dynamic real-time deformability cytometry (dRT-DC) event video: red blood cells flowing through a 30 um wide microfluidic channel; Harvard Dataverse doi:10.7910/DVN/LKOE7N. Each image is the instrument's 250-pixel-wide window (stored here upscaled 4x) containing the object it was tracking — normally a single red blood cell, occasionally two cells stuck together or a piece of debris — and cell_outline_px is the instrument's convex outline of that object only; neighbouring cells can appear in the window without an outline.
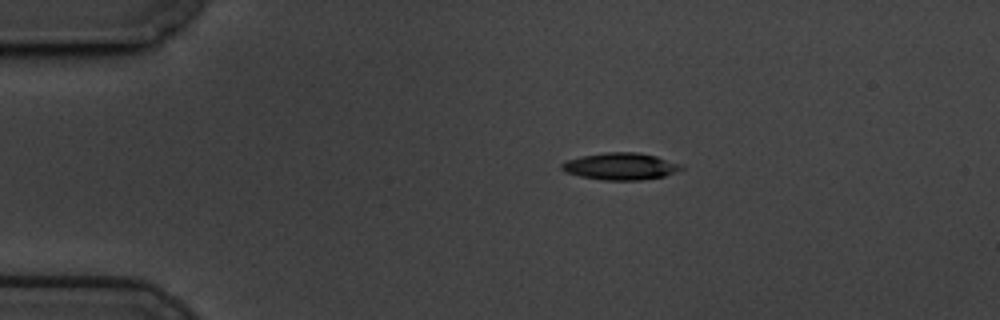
{"species": "common noctule bat (a hibernating species)", "species_latin": "Nyctalus noctula", "temperature_condition": "cold", "stored_images_in_passage": 48, "camera_frame_rate_fps": 3000, "um_per_image_px": 0.085, "animal": {"sex": "male", "body_mass_g": 19.5, "forearm_length_mm": 54.6}, "frame": {"image": 1, "passage_image": 1, "time_ms": 0.0, "image_size_px": [1000, 320], "cell_outline_px": [[684, 168], [664, 176], [640, 180], [604, 180], [580, 176], [564, 172], [560, 168], [560, 164], [564, 160], [604, 152], [636, 152], [656, 156], [684, 164]], "centroid_in_image_um": [52.74, 14.13], "position_along_channel_um": 32.3, "area_um2": 18.9}}
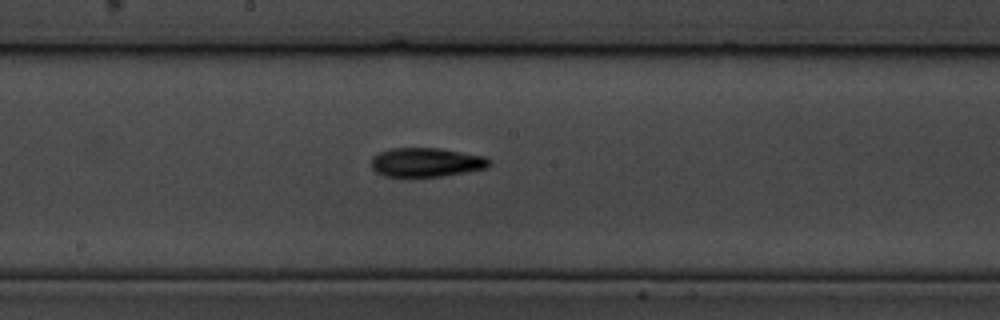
{"frame": {"image": 2, "passage_image": 21, "time_ms": 6.667, "image_size_px": [1000, 320], "cell_outline_px": [[492, 164], [488, 168], [440, 176], [384, 176], [376, 172], [372, 168], [372, 156], [380, 152], [392, 148], [440, 148], [484, 156], [492, 160]], "centroid_in_image_um": [36.26, 13.79], "position_along_channel_um": 211.9, "area_um2": 19.94}}
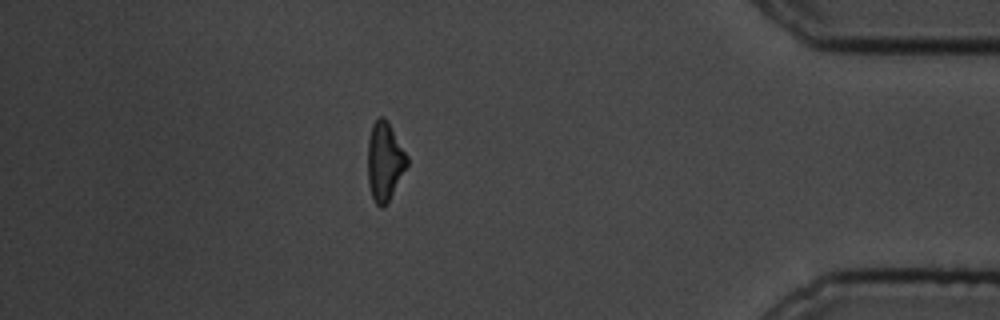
{"frame": {"image": 3, "passage_image": 41, "time_ms": 13.333, "image_size_px": [1000, 320], "cell_outline_px": [[408, 164], [388, 200], [380, 208], [376, 204], [372, 196], [368, 184], [368, 140], [372, 124], [380, 116], [384, 116], [388, 120], [408, 156]], "centroid_in_image_um": [32.69, 13.66], "position_along_channel_um": 402.5, "area_um2": 17.86}, "authors_computed_cell_mechanics": {"area_um2": 18.9006, "velocity_mm_per_s": 3.4357, "shape_relaxation_time_tau1_ms": 5.8015, "shape_relaxation_time_tau2_ms": 4.3239, "deformation_change_tau1": 0.1835, "deformation_change_tau2": 0.128}}